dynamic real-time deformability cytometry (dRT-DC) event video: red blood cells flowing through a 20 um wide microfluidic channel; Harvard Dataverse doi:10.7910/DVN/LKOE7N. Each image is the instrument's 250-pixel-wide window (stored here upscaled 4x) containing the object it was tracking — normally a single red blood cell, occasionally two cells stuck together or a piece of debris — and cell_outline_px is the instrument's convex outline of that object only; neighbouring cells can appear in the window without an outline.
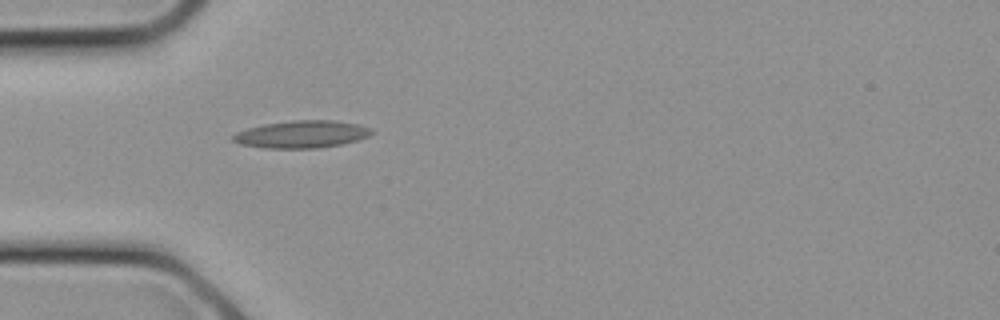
{"species": "common noctule bat (a hibernating species)", "species_latin": "Nyctalus noctula", "temperature_condition": "cold", "stored_images_in_passage": 1, "camera_frame_rate_fps": 3000, "um_per_image_px": 0.085, "animal": {"sex": "female", "body_mass_g": 21.9}, "frame": {"image": 1, "passage_image": 1, "time_ms": 0.0, "image_size_px": [1000, 320], "cell_outline_px": [[372, 132], [368, 136], [356, 140], [340, 144], [316, 148], [264, 148], [240, 144], [232, 140], [232, 136], [236, 132], [248, 128], [264, 124], [292, 120], [332, 120], [356, 124], [368, 128]], "centroid_in_image_um": [25.58, 11.41], "position_along_channel_um": 59.4, "area_um2": 21.79}}